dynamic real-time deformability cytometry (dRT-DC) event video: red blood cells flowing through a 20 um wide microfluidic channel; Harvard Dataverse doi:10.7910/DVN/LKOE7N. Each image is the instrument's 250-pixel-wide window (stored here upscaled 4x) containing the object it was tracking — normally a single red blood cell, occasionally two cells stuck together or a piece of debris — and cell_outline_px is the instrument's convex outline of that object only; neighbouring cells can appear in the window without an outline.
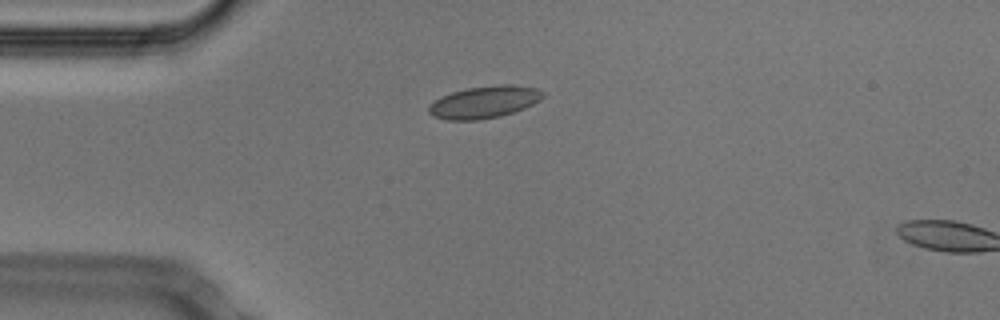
{"species": "Egyptian fruit bat (a non-hibernating species)", "species_latin": "Rousettus aegyptiacus", "temperature_condition": "cold", "stored_images_in_passage": 2, "camera_frame_rate_fps": 3000, "um_per_image_px": 0.085, "animal": {"sex": "male"}, "frame": {"image": 1, "passage_image": 1, "time_ms": 0.0, "image_size_px": [1000, 320], "cell_outline_px": [[544, 96], [540, 100], [524, 108], [500, 116], [476, 120], [448, 120], [432, 116], [428, 112], [428, 104], [440, 96], [464, 88], [500, 84], [512, 84], [536, 88], [544, 92]], "centroid_in_image_um": [41.12, 8.66], "position_along_channel_um": 43.9, "area_um2": 21.56}}